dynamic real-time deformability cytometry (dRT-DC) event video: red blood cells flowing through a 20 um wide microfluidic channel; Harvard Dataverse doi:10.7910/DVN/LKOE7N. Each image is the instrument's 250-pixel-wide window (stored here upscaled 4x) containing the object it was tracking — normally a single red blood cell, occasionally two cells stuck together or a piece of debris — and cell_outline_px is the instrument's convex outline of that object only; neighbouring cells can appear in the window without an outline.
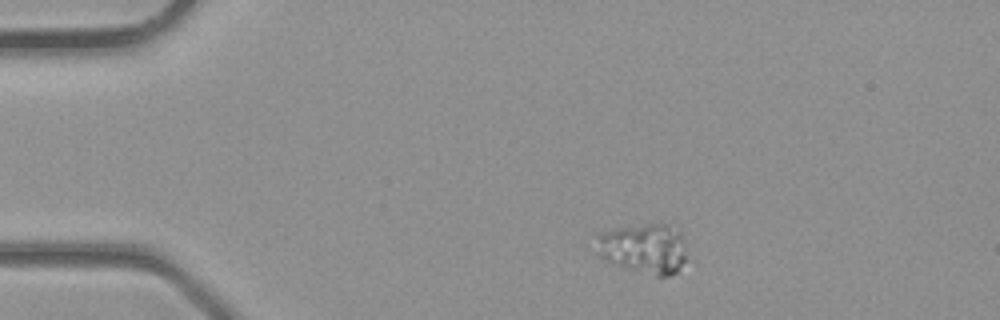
{"species": "common noctule bat (a hibernating species)", "species_latin": "Nyctalus noctula", "temperature_condition": "room temperature", "stored_images_in_passage": 2, "camera_frame_rate_fps": 3000, "um_per_image_px": 0.085, "animal": {"sex": "male", "body_mass_g": 23.1, "forearm_length_mm": 52.7}, "frame": {"image": 1, "passage_image": 1, "time_ms": 0.0, "image_size_px": [1000, 320], "cell_outline_px": [[684, 260], [676, 272], [668, 276], [656, 276], [628, 268], [604, 260], [600, 256], [596, 236], [596, 232], [616, 228], [648, 224], [668, 224], [680, 232], [684, 240]], "centroid_in_image_um": [54.7, 21.1], "position_along_channel_um": 30.3, "area_um2": 26.07}}